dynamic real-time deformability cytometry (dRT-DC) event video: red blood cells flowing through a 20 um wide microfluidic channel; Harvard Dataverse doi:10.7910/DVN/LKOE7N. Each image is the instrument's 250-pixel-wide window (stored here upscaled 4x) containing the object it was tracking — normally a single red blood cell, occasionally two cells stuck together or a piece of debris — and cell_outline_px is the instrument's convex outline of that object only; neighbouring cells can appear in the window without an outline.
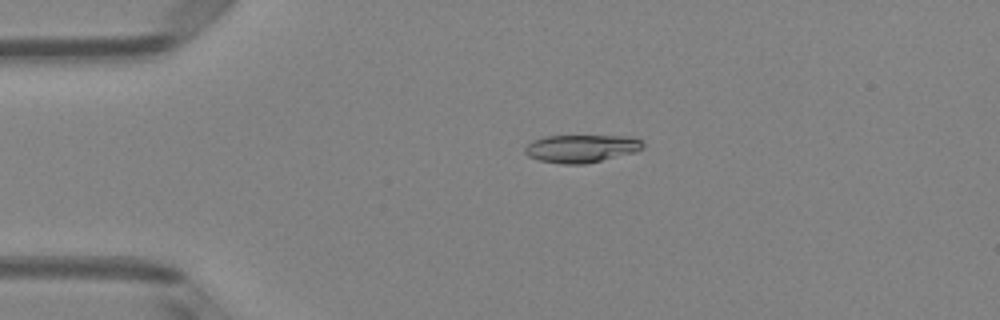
{"species": "Egyptian fruit bat (a non-hibernating species)", "species_latin": "Rousettus aegyptiacus", "temperature_condition": "room temperature", "stored_images_in_passage": 2, "camera_frame_rate_fps": 3000, "um_per_image_px": 0.085, "animal": {"sex": "female"}, "frame": {"image": 1, "passage_image": 1, "time_ms": 0.0, "image_size_px": [1000, 320], "cell_outline_px": [[644, 148], [636, 152], [584, 164], [564, 164], [540, 160], [528, 156], [524, 152], [524, 148], [532, 140], [544, 136], [632, 136], [640, 140], [644, 144]], "centroid_in_image_um": [49.42, 12.61], "position_along_channel_um": 35.6, "area_um2": 19.13}}